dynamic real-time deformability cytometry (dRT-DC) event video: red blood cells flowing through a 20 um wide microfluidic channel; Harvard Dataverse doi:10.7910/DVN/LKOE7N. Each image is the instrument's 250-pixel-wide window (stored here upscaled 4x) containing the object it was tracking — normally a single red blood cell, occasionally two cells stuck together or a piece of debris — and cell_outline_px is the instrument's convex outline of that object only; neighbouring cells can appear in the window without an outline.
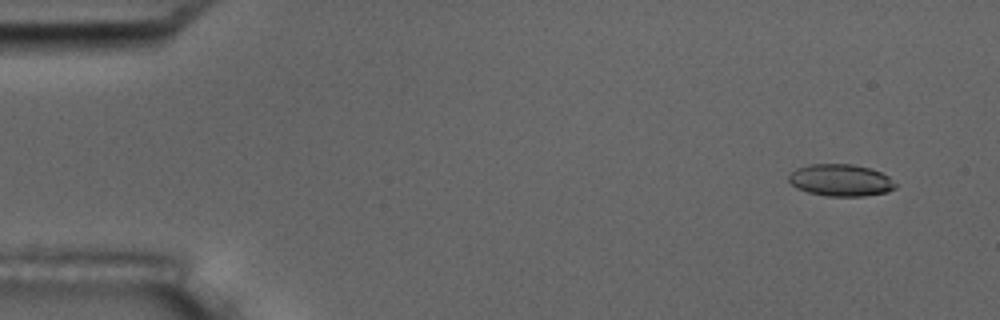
{"species": "common noctule bat (a hibernating species)", "species_latin": "Nyctalus noctula", "temperature_condition": "room temperature", "stored_images_in_passage": 9, "camera_frame_rate_fps": 3000, "um_per_image_px": 0.085, "animal": {"sex": "male", "body_mass_g": 17.5, "forearm_length_mm": 52.3}, "frame": {"image": 1, "passage_image": 1, "time_ms": 0.0, "image_size_px": [1000, 320], "cell_outline_px": [[896, 188], [888, 192], [864, 196], [828, 196], [808, 192], [796, 188], [788, 180], [788, 176], [796, 168], [812, 164], [852, 164], [868, 168], [880, 172], [888, 176], [896, 184]], "centroid_in_image_um": [71.46, 15.32], "position_along_channel_um": 13.5, "area_um2": 19.83}}
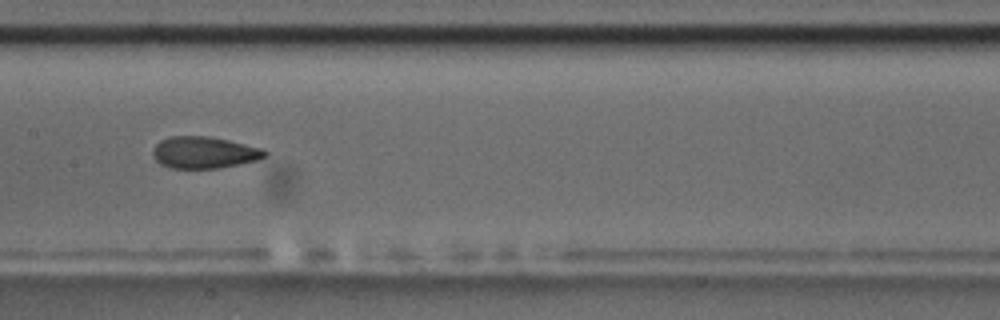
{"frame": {"image": 2, "passage_image": 8, "time_ms": 8.0, "image_size_px": [1000, 320], "cell_outline_px": [[268, 156], [260, 160], [220, 168], [172, 168], [160, 164], [152, 156], [152, 148], [160, 140], [172, 136], [208, 136], [228, 140], [260, 148], [268, 152]], "centroid_in_image_um": [17.35, 12.97], "position_along_channel_um": 190.0, "area_um2": 20.87}}
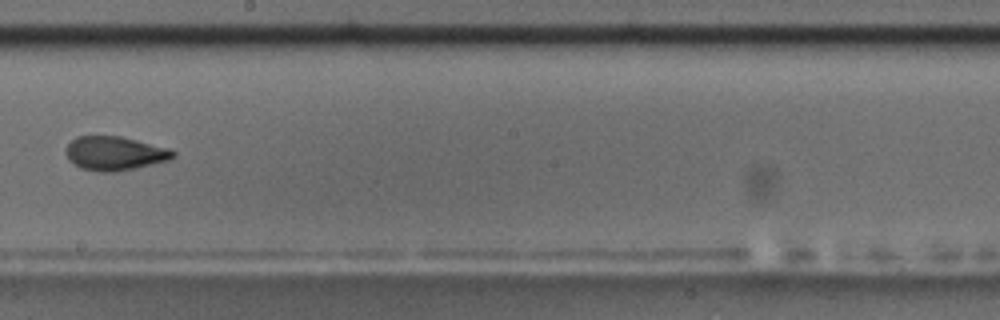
{"frame": {"image": 3, "passage_image": 9, "time_ms": 9.333, "image_size_px": [1000, 320], "cell_outline_px": [[176, 156], [168, 160], [136, 168], [116, 172], [100, 172], [80, 168], [68, 160], [64, 152], [64, 148], [76, 136], [120, 136], [168, 148], [176, 152]], "centroid_in_image_um": [9.71, 13.04], "position_along_channel_um": 238.5, "area_um2": 21.33}}